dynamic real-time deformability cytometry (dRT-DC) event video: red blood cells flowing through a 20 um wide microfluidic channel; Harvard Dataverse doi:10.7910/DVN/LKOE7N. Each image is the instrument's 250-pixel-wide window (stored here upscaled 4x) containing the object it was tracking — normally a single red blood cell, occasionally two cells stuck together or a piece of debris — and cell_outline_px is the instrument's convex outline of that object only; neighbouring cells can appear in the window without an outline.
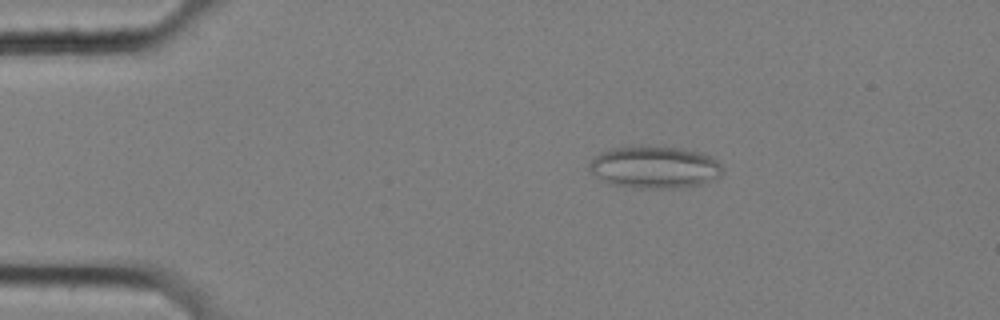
{"species": "common noctule bat (a hibernating species)", "species_latin": "Nyctalus noctula", "temperature_condition": "cold", "stored_images_in_passage": 58, "camera_frame_rate_fps": 3000, "um_per_image_px": 0.085, "animal": {"sex": "female", "body_mass_g": 25.1}, "frame": {"image": 1, "passage_image": 11, "time_ms": 3.333, "image_size_px": [1000, 320], "cell_outline_px": [[724, 172], [720, 176], [704, 184], [680, 188], [636, 188], [612, 184], [600, 180], [588, 168], [588, 164], [592, 156], [608, 148], [628, 144], [640, 144], [684, 148], [700, 152], [712, 156], [720, 164]], "centroid_in_image_um": [55.6, 14.17], "position_along_channel_um": 29.4, "area_um2": 33.99}}
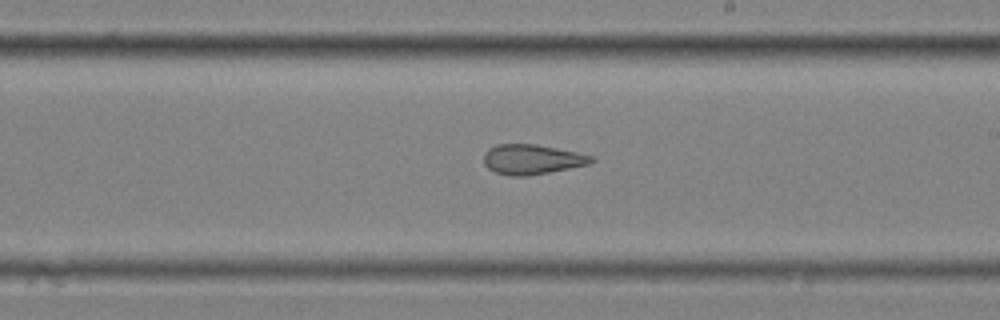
{"frame": {"image": 2, "passage_image": 34, "time_ms": 11.0, "image_size_px": [1000, 320], "cell_outline_px": [[596, 160], [588, 164], [528, 176], [512, 176], [496, 172], [488, 168], [484, 164], [484, 152], [488, 148], [496, 144], [536, 144], [576, 152], [592, 156]], "centroid_in_image_um": [45.18, 13.54], "position_along_channel_um": 243.8, "area_um2": 18.61}}
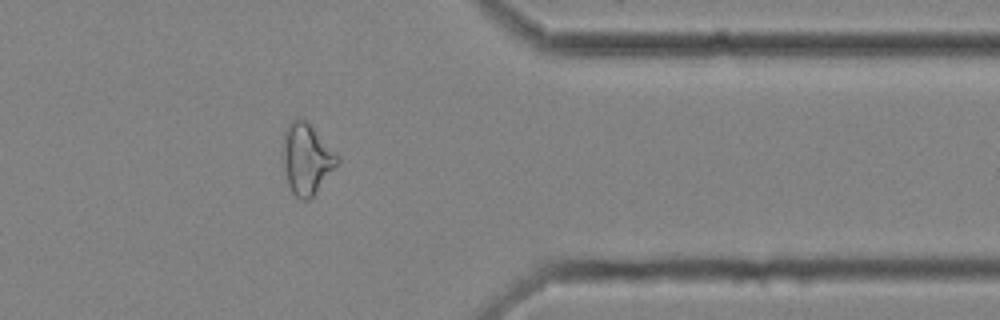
{"frame": {"image": 3, "passage_image": 47, "time_ms": 15.333, "image_size_px": [1000, 320], "cell_outline_px": [[340, 160], [316, 192], [308, 200], [300, 200], [292, 192], [288, 184], [284, 168], [284, 132], [288, 124], [292, 120], [308, 120], [340, 156]], "centroid_in_image_um": [26.09, 13.48], "position_along_channel_um": 385.3, "area_um2": 22.25}, "authors_computed_cell_mechanics": {"area_um2": 23.7558, "velocity_mm_per_s": 3.5359, "shape_relaxation_time_tau1_ms": null, "shape_relaxation_time_tau2_ms": 2.7838, "deformation_change_tau1": null, "deformation_change_tau2": 0.1058}}